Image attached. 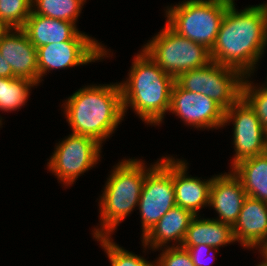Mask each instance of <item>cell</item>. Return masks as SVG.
I'll return each mask as SVG.
<instances>
[{
  "label": "cell",
  "mask_w": 267,
  "mask_h": 266,
  "mask_svg": "<svg viewBox=\"0 0 267 266\" xmlns=\"http://www.w3.org/2000/svg\"><path fill=\"white\" fill-rule=\"evenodd\" d=\"M244 78L237 69L211 61L204 67L181 73L175 81L183 89L202 93L227 110L242 97Z\"/></svg>",
  "instance_id": "ba28073f"
},
{
  "label": "cell",
  "mask_w": 267,
  "mask_h": 266,
  "mask_svg": "<svg viewBox=\"0 0 267 266\" xmlns=\"http://www.w3.org/2000/svg\"><path fill=\"white\" fill-rule=\"evenodd\" d=\"M260 257L267 261V237L255 248Z\"/></svg>",
  "instance_id": "f1b7e54d"
},
{
  "label": "cell",
  "mask_w": 267,
  "mask_h": 266,
  "mask_svg": "<svg viewBox=\"0 0 267 266\" xmlns=\"http://www.w3.org/2000/svg\"><path fill=\"white\" fill-rule=\"evenodd\" d=\"M36 85L24 78L0 77V111L12 112L26 105L31 88Z\"/></svg>",
  "instance_id": "44dd1931"
},
{
  "label": "cell",
  "mask_w": 267,
  "mask_h": 266,
  "mask_svg": "<svg viewBox=\"0 0 267 266\" xmlns=\"http://www.w3.org/2000/svg\"><path fill=\"white\" fill-rule=\"evenodd\" d=\"M185 249H187V251L189 252L192 262L195 266H210L214 260H217L216 257H213V261H211L212 263L209 262V257H207L206 255H210L213 253H219V249L218 248H212L211 246L208 245H204V244H200L197 246H181ZM209 253V254H208ZM207 257V258H206ZM208 259V261H205V259ZM210 259V260H211Z\"/></svg>",
  "instance_id": "4316f807"
},
{
  "label": "cell",
  "mask_w": 267,
  "mask_h": 266,
  "mask_svg": "<svg viewBox=\"0 0 267 266\" xmlns=\"http://www.w3.org/2000/svg\"><path fill=\"white\" fill-rule=\"evenodd\" d=\"M230 3L227 0H183L165 7L164 17L179 35L211 51Z\"/></svg>",
  "instance_id": "5b68a950"
},
{
  "label": "cell",
  "mask_w": 267,
  "mask_h": 266,
  "mask_svg": "<svg viewBox=\"0 0 267 266\" xmlns=\"http://www.w3.org/2000/svg\"><path fill=\"white\" fill-rule=\"evenodd\" d=\"M195 215L182 207L171 208L155 226L141 238L143 251H155L167 247H180L191 220ZM173 242L172 244H170Z\"/></svg>",
  "instance_id": "e0dca14e"
},
{
  "label": "cell",
  "mask_w": 267,
  "mask_h": 266,
  "mask_svg": "<svg viewBox=\"0 0 267 266\" xmlns=\"http://www.w3.org/2000/svg\"><path fill=\"white\" fill-rule=\"evenodd\" d=\"M2 120H3V118L0 115V128H2V125H3V123H2L3 121Z\"/></svg>",
  "instance_id": "1f68e13d"
},
{
  "label": "cell",
  "mask_w": 267,
  "mask_h": 266,
  "mask_svg": "<svg viewBox=\"0 0 267 266\" xmlns=\"http://www.w3.org/2000/svg\"><path fill=\"white\" fill-rule=\"evenodd\" d=\"M141 49L175 79L183 72L204 67L212 61L209 49L179 35L166 22Z\"/></svg>",
  "instance_id": "8992f818"
},
{
  "label": "cell",
  "mask_w": 267,
  "mask_h": 266,
  "mask_svg": "<svg viewBox=\"0 0 267 266\" xmlns=\"http://www.w3.org/2000/svg\"><path fill=\"white\" fill-rule=\"evenodd\" d=\"M227 1H229V2L233 3V2H235L236 0H227Z\"/></svg>",
  "instance_id": "836d02e7"
},
{
  "label": "cell",
  "mask_w": 267,
  "mask_h": 266,
  "mask_svg": "<svg viewBox=\"0 0 267 266\" xmlns=\"http://www.w3.org/2000/svg\"><path fill=\"white\" fill-rule=\"evenodd\" d=\"M0 77L12 78L14 77L11 66L0 54Z\"/></svg>",
  "instance_id": "83f0119b"
},
{
  "label": "cell",
  "mask_w": 267,
  "mask_h": 266,
  "mask_svg": "<svg viewBox=\"0 0 267 266\" xmlns=\"http://www.w3.org/2000/svg\"><path fill=\"white\" fill-rule=\"evenodd\" d=\"M21 29L36 48L64 41H98L70 21L37 15L32 11Z\"/></svg>",
  "instance_id": "2e32d148"
},
{
  "label": "cell",
  "mask_w": 267,
  "mask_h": 266,
  "mask_svg": "<svg viewBox=\"0 0 267 266\" xmlns=\"http://www.w3.org/2000/svg\"><path fill=\"white\" fill-rule=\"evenodd\" d=\"M230 123L233 124L232 144L235 152L230 169L241 160L267 152V132L255 111L242 97L224 111L223 127Z\"/></svg>",
  "instance_id": "30bf717a"
},
{
  "label": "cell",
  "mask_w": 267,
  "mask_h": 266,
  "mask_svg": "<svg viewBox=\"0 0 267 266\" xmlns=\"http://www.w3.org/2000/svg\"><path fill=\"white\" fill-rule=\"evenodd\" d=\"M32 0H0V20L11 28H22L31 14Z\"/></svg>",
  "instance_id": "d4e9b609"
},
{
  "label": "cell",
  "mask_w": 267,
  "mask_h": 266,
  "mask_svg": "<svg viewBox=\"0 0 267 266\" xmlns=\"http://www.w3.org/2000/svg\"><path fill=\"white\" fill-rule=\"evenodd\" d=\"M265 80H266L265 83H262V84L267 87V76H266V79Z\"/></svg>",
  "instance_id": "d6a6232c"
},
{
  "label": "cell",
  "mask_w": 267,
  "mask_h": 266,
  "mask_svg": "<svg viewBox=\"0 0 267 266\" xmlns=\"http://www.w3.org/2000/svg\"><path fill=\"white\" fill-rule=\"evenodd\" d=\"M98 41H64L37 48L38 85L53 70L83 66L109 58L111 50Z\"/></svg>",
  "instance_id": "8fae6325"
},
{
  "label": "cell",
  "mask_w": 267,
  "mask_h": 266,
  "mask_svg": "<svg viewBox=\"0 0 267 266\" xmlns=\"http://www.w3.org/2000/svg\"><path fill=\"white\" fill-rule=\"evenodd\" d=\"M151 163L138 202L143 238L174 206L173 156L165 155Z\"/></svg>",
  "instance_id": "52a82bcc"
},
{
  "label": "cell",
  "mask_w": 267,
  "mask_h": 266,
  "mask_svg": "<svg viewBox=\"0 0 267 266\" xmlns=\"http://www.w3.org/2000/svg\"><path fill=\"white\" fill-rule=\"evenodd\" d=\"M147 166L144 160L125 158L113 166L98 200L99 223L92 237L112 236L120 223L138 207ZM99 225V226H98Z\"/></svg>",
  "instance_id": "277c9868"
},
{
  "label": "cell",
  "mask_w": 267,
  "mask_h": 266,
  "mask_svg": "<svg viewBox=\"0 0 267 266\" xmlns=\"http://www.w3.org/2000/svg\"><path fill=\"white\" fill-rule=\"evenodd\" d=\"M87 0H32L34 14L70 21L77 26L78 18Z\"/></svg>",
  "instance_id": "7402d4cb"
},
{
  "label": "cell",
  "mask_w": 267,
  "mask_h": 266,
  "mask_svg": "<svg viewBox=\"0 0 267 266\" xmlns=\"http://www.w3.org/2000/svg\"><path fill=\"white\" fill-rule=\"evenodd\" d=\"M232 229L240 246L255 250L267 237V203L247 196Z\"/></svg>",
  "instance_id": "ac0fdd59"
},
{
  "label": "cell",
  "mask_w": 267,
  "mask_h": 266,
  "mask_svg": "<svg viewBox=\"0 0 267 266\" xmlns=\"http://www.w3.org/2000/svg\"><path fill=\"white\" fill-rule=\"evenodd\" d=\"M0 54L11 66L15 78L38 86L37 48L21 28H12L0 39Z\"/></svg>",
  "instance_id": "4fadbf2b"
},
{
  "label": "cell",
  "mask_w": 267,
  "mask_h": 266,
  "mask_svg": "<svg viewBox=\"0 0 267 266\" xmlns=\"http://www.w3.org/2000/svg\"><path fill=\"white\" fill-rule=\"evenodd\" d=\"M235 242L231 225L213 218L195 215L189 224L181 246L204 244L219 249L229 244H236Z\"/></svg>",
  "instance_id": "d6986e66"
},
{
  "label": "cell",
  "mask_w": 267,
  "mask_h": 266,
  "mask_svg": "<svg viewBox=\"0 0 267 266\" xmlns=\"http://www.w3.org/2000/svg\"><path fill=\"white\" fill-rule=\"evenodd\" d=\"M246 197L241 180L232 170L228 173L215 174L209 197V208H213L218 214L213 219L233 226Z\"/></svg>",
  "instance_id": "5bb4252c"
},
{
  "label": "cell",
  "mask_w": 267,
  "mask_h": 266,
  "mask_svg": "<svg viewBox=\"0 0 267 266\" xmlns=\"http://www.w3.org/2000/svg\"><path fill=\"white\" fill-rule=\"evenodd\" d=\"M231 170L247 196L267 203V152L241 160Z\"/></svg>",
  "instance_id": "ffe728a7"
},
{
  "label": "cell",
  "mask_w": 267,
  "mask_h": 266,
  "mask_svg": "<svg viewBox=\"0 0 267 266\" xmlns=\"http://www.w3.org/2000/svg\"><path fill=\"white\" fill-rule=\"evenodd\" d=\"M62 103L72 134L94 138L102 146L124 120L118 82L87 84Z\"/></svg>",
  "instance_id": "7a4b0ae2"
},
{
  "label": "cell",
  "mask_w": 267,
  "mask_h": 266,
  "mask_svg": "<svg viewBox=\"0 0 267 266\" xmlns=\"http://www.w3.org/2000/svg\"><path fill=\"white\" fill-rule=\"evenodd\" d=\"M224 111L213 99L185 90L175 81L168 112L180 118L184 125L197 130L222 129Z\"/></svg>",
  "instance_id": "7c38bea8"
},
{
  "label": "cell",
  "mask_w": 267,
  "mask_h": 266,
  "mask_svg": "<svg viewBox=\"0 0 267 266\" xmlns=\"http://www.w3.org/2000/svg\"><path fill=\"white\" fill-rule=\"evenodd\" d=\"M111 237L97 236L93 238L104 249L110 266H155V261L150 262L144 256L136 255L132 251L124 249L123 246L118 245Z\"/></svg>",
  "instance_id": "603a6c76"
},
{
  "label": "cell",
  "mask_w": 267,
  "mask_h": 266,
  "mask_svg": "<svg viewBox=\"0 0 267 266\" xmlns=\"http://www.w3.org/2000/svg\"><path fill=\"white\" fill-rule=\"evenodd\" d=\"M128 77L119 82L124 118L130 108L151 126H160L170 107L175 78L165 73L142 49L134 55Z\"/></svg>",
  "instance_id": "3957f363"
},
{
  "label": "cell",
  "mask_w": 267,
  "mask_h": 266,
  "mask_svg": "<svg viewBox=\"0 0 267 266\" xmlns=\"http://www.w3.org/2000/svg\"><path fill=\"white\" fill-rule=\"evenodd\" d=\"M256 266H267V261L262 259Z\"/></svg>",
  "instance_id": "4dcf8cb0"
},
{
  "label": "cell",
  "mask_w": 267,
  "mask_h": 266,
  "mask_svg": "<svg viewBox=\"0 0 267 266\" xmlns=\"http://www.w3.org/2000/svg\"><path fill=\"white\" fill-rule=\"evenodd\" d=\"M156 251L160 254L155 258V266H195L187 249L181 246L161 248Z\"/></svg>",
  "instance_id": "484cf974"
},
{
  "label": "cell",
  "mask_w": 267,
  "mask_h": 266,
  "mask_svg": "<svg viewBox=\"0 0 267 266\" xmlns=\"http://www.w3.org/2000/svg\"><path fill=\"white\" fill-rule=\"evenodd\" d=\"M60 141L46 165L63 187H70L101 161L102 145L94 138L72 133Z\"/></svg>",
  "instance_id": "9c48e42d"
},
{
  "label": "cell",
  "mask_w": 267,
  "mask_h": 266,
  "mask_svg": "<svg viewBox=\"0 0 267 266\" xmlns=\"http://www.w3.org/2000/svg\"><path fill=\"white\" fill-rule=\"evenodd\" d=\"M11 29L3 20H0V39Z\"/></svg>",
  "instance_id": "f546056e"
},
{
  "label": "cell",
  "mask_w": 267,
  "mask_h": 266,
  "mask_svg": "<svg viewBox=\"0 0 267 266\" xmlns=\"http://www.w3.org/2000/svg\"><path fill=\"white\" fill-rule=\"evenodd\" d=\"M235 5L230 3L226 9L211 59L253 76L267 47V2L240 10Z\"/></svg>",
  "instance_id": "6da1fadb"
},
{
  "label": "cell",
  "mask_w": 267,
  "mask_h": 266,
  "mask_svg": "<svg viewBox=\"0 0 267 266\" xmlns=\"http://www.w3.org/2000/svg\"><path fill=\"white\" fill-rule=\"evenodd\" d=\"M185 159L173 157V184L176 206L199 215L202 208L209 207L210 187L214 176L209 179L189 176Z\"/></svg>",
  "instance_id": "9a60e30c"
},
{
  "label": "cell",
  "mask_w": 267,
  "mask_h": 266,
  "mask_svg": "<svg viewBox=\"0 0 267 266\" xmlns=\"http://www.w3.org/2000/svg\"><path fill=\"white\" fill-rule=\"evenodd\" d=\"M251 77L245 76L243 80L242 98L255 111L261 126L267 132V87L263 84L260 86V84L254 83Z\"/></svg>",
  "instance_id": "cb8c5ba5"
}]
</instances>
